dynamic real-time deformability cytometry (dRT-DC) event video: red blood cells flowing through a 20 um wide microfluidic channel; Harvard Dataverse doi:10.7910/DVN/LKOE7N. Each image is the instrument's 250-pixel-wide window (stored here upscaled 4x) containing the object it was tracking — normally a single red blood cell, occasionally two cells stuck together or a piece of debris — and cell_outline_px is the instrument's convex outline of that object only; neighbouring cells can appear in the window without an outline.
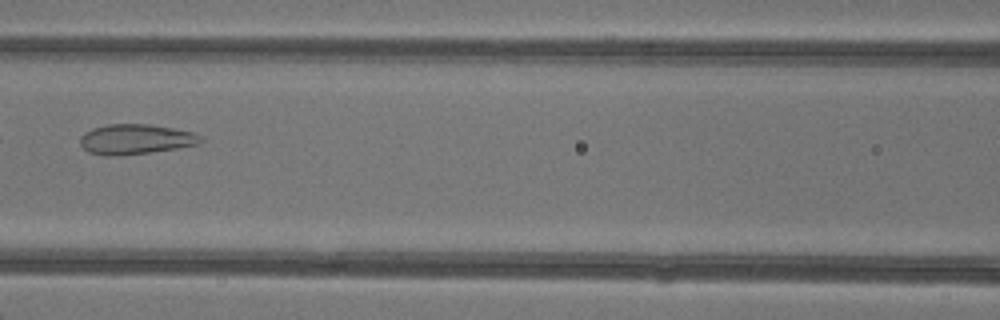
{"species": "common noctule bat (a hibernating species)", "species_latin": "Nyctalus noctula", "temperature_condition": "warm", "stored_images_in_passage": 3, "camera_frame_rate_fps": 3000, "um_per_image_px": 0.085, "animal": {"sex": "female"}, "frame": {"image": 1, "passage_image": 3, "time_ms": 2.333, "image_size_px": [1000, 320], "cell_outline_px": [[204, 140], [200, 144], [152, 152], [120, 156], [104, 156], [88, 152], [80, 144], [80, 136], [84, 132], [92, 128], [108, 124], [148, 124], [172, 128], [192, 132], [200, 136]], "centroid_in_image_um": [11.5, 11.84], "position_along_channel_um": 155.1, "area_um2": 21.27}}